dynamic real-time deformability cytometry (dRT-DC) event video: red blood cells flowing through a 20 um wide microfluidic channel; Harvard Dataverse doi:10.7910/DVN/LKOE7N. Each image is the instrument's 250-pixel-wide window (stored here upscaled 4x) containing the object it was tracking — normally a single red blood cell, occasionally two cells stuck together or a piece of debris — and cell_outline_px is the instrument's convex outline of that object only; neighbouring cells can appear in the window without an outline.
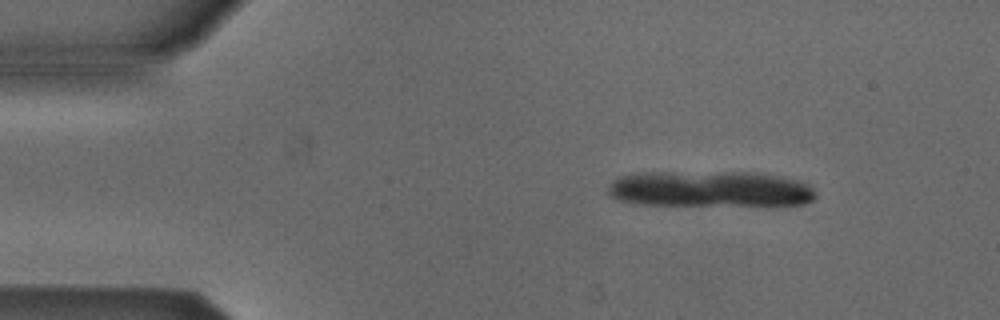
{"species": "Egyptian fruit bat (a non-hibernating species)", "species_latin": "Rousettus aegyptiacus", "temperature_condition": "cold", "stored_images_in_passage": 3, "camera_frame_rate_fps": 3000, "um_per_image_px": 0.085, "animal": {"sex": "male"}, "frame": {"image": 1, "passage_image": 1, "time_ms": 0.0, "image_size_px": [1000, 320], "cell_outline_px": [[816, 196], [812, 200], [804, 204], [644, 204], [620, 200], [612, 196], [608, 192], [608, 184], [612, 180], [620, 176], [640, 172], [752, 172], [776, 176], [796, 180], [812, 188]], "centroid_in_image_um": [60.28, 16.04], "position_along_channel_um": 24.7, "area_um2": 42.71}}